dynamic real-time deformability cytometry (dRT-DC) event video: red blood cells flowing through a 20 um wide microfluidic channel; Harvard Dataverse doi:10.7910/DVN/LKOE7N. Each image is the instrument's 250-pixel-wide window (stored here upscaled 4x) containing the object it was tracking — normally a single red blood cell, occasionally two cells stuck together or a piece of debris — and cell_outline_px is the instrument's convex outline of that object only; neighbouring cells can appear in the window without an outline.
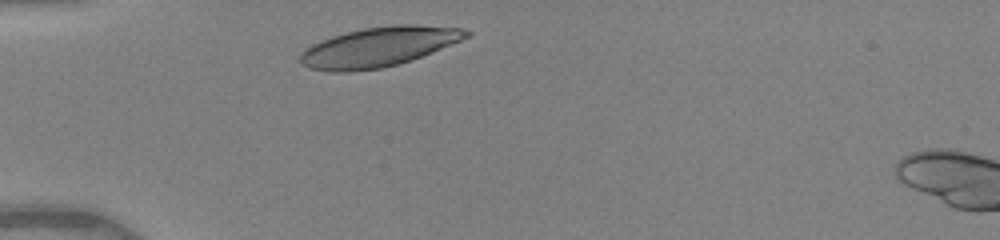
{"species": "human", "species_latin": "Homo sapiens", "temperature_condition": "warm", "stored_images_in_passage": 16, "camera_frame_rate_fps": 3000, "um_per_image_px": 0.085, "donor": {"sex": "female"}, "frame": {"image": 1, "passage_image": 1, "time_ms": 0.0, "image_size_px": [1000, 240], "cell_outline_px": [[472, 32], [468, 36], [460, 40], [412, 60], [380, 68], [348, 72], [332, 72], [308, 68], [300, 60], [300, 56], [312, 44], [332, 36], [364, 28], [392, 24], [416, 24], [460, 28]], "centroid_in_image_um": [32.19, 3.98], "position_along_channel_um": 52.8, "area_um2": 37.86}}
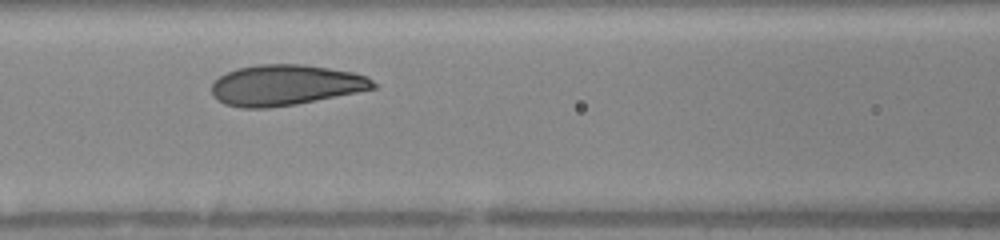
{"frame": {"image": 2, "passage_image": 5, "time_ms": 2.667, "image_size_px": [1000, 240], "cell_outline_px": [[376, 88], [296, 104], [268, 108], [244, 108], [224, 104], [216, 100], [212, 92], [212, 84], [220, 76], [236, 68], [256, 64], [304, 64], [352, 72], [368, 76], [376, 84]], "centroid_in_image_um": [24.24, 7.23], "position_along_channel_um": 142.4, "area_um2": 38.21}}
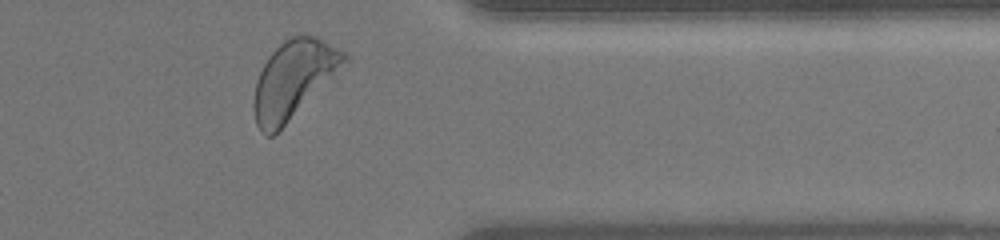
{"frame": {"image": 3, "passage_image": 16, "time_ms": 9.0, "image_size_px": [1000, 240], "cell_outline_px": [[348, 60], [272, 136], [268, 136], [260, 132], [256, 124], [252, 104], [256, 80], [268, 56], [284, 40], [292, 36], [316, 36], [344, 52], [348, 56]], "centroid_in_image_um": [24.88, 6.73], "position_along_channel_um": 386.5, "area_um2": 39.48}, "authors_computed_cell_mechanics": {"area_um2": 38.1769, "velocity_mm_per_s": 3.9669, "shape_relaxation_time_tau1_ms": 2.5154, "shape_relaxation_time_tau2_ms": null, "deformation_change_tau1": 0.1378, "deformation_change_tau2": null}}